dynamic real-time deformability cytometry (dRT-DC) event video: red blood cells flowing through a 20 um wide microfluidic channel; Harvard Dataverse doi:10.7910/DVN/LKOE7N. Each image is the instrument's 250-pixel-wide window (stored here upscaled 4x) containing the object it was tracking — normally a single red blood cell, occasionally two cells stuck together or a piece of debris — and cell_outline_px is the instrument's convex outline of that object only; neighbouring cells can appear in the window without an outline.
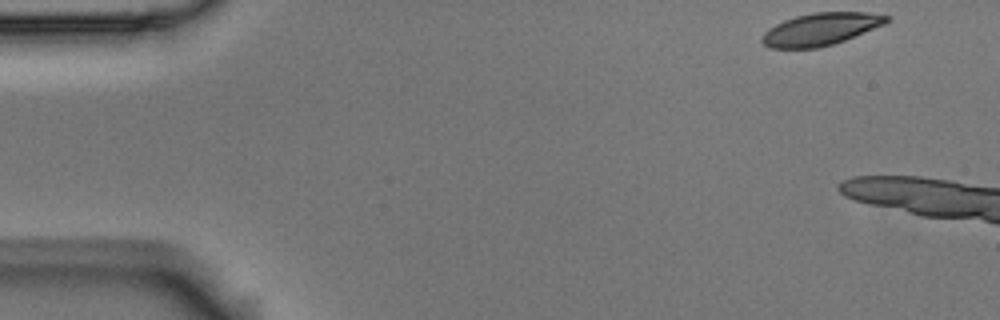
{"species": "Egyptian fruit bat (a non-hibernating species)", "species_latin": "Rousettus aegyptiacus", "temperature_condition": "room temperature", "stored_images_in_passage": 6, "camera_frame_rate_fps": 3000, "um_per_image_px": 0.085, "animal": {"sex": "male"}, "frame": {"image": 1, "passage_image": 1, "time_ms": 0.0, "image_size_px": [1000, 320], "cell_outline_px": [[892, 20], [884, 24], [844, 40], [832, 44], [816, 48], [772, 48], [764, 44], [760, 40], [764, 32], [768, 28], [784, 20], [796, 16], [812, 12], [868, 12], [892, 16]], "centroid_in_image_um": [69.77, 2.46], "position_along_channel_um": 15.2, "area_um2": 23.47}}
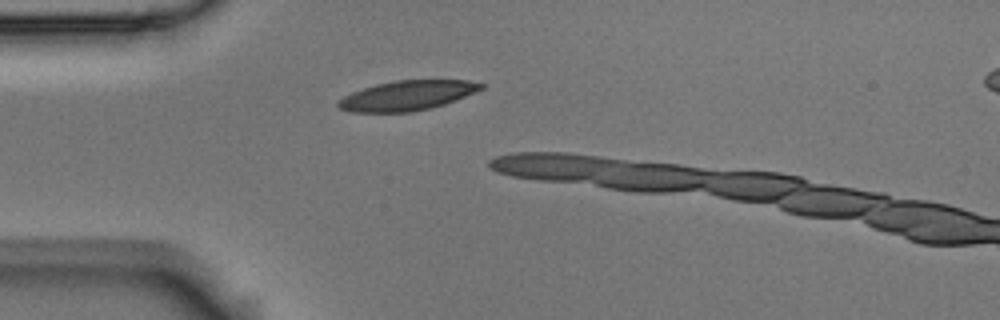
{"frame": {"image": 2, "passage_image": 4, "time_ms": 1.0, "image_size_px": [1000, 320], "cell_outline_px": [[484, 88], [444, 104], [432, 108], [412, 112], [352, 112], [340, 108], [336, 104], [344, 96], [352, 92], [376, 84], [396, 80], [468, 80], [484, 84]], "centroid_in_image_um": [34.61, 8.12], "position_along_channel_um": 50.4, "area_um2": 24.57}}